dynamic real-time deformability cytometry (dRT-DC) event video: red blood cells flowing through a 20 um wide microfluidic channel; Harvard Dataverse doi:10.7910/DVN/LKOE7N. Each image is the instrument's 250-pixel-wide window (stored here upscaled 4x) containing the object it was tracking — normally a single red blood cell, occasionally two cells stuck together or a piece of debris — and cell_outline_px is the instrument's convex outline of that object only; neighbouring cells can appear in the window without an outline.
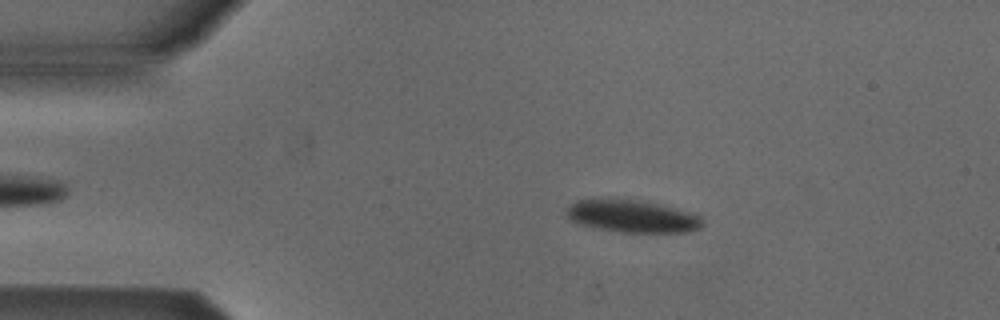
{"species": "Egyptian fruit bat (a non-hibernating species)", "species_latin": "Rousettus aegyptiacus", "temperature_condition": "cold", "stored_images_in_passage": 52, "camera_frame_rate_fps": 3000, "um_per_image_px": 0.085, "animal": {"sex": "male"}, "frame": {"image": 1, "passage_image": 9, "time_ms": 2.667, "image_size_px": [1000, 320], "cell_outline_px": [[700, 228], [684, 232], [620, 232], [580, 224], [572, 220], [564, 212], [564, 208], [576, 200], [632, 200], [660, 204], [696, 216], [700, 220]], "centroid_in_image_um": [53.63, 18.39], "position_along_channel_um": 31.4, "area_um2": 24.68}}
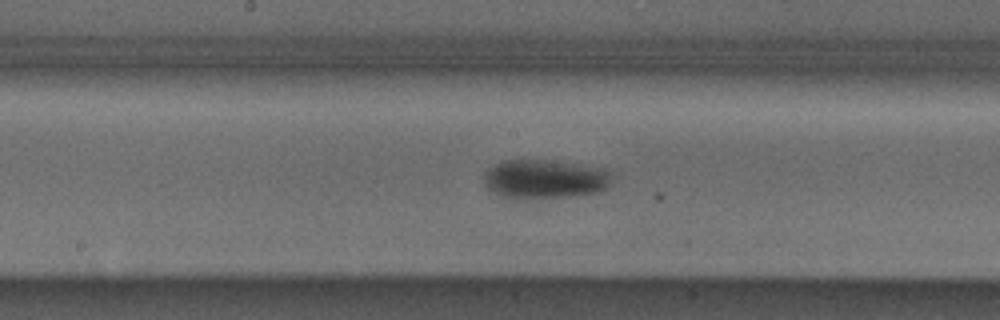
{"frame": {"image": 2, "passage_image": 26, "time_ms": 8.333, "image_size_px": [1000, 320], "cell_outline_px": [[608, 184], [600, 192], [568, 196], [500, 196], [488, 188], [484, 176], [488, 168], [504, 160], [544, 160], [568, 164], [608, 172]], "centroid_in_image_um": [46.2, 15.21], "position_along_channel_um": 202.0, "area_um2": 27.11}}
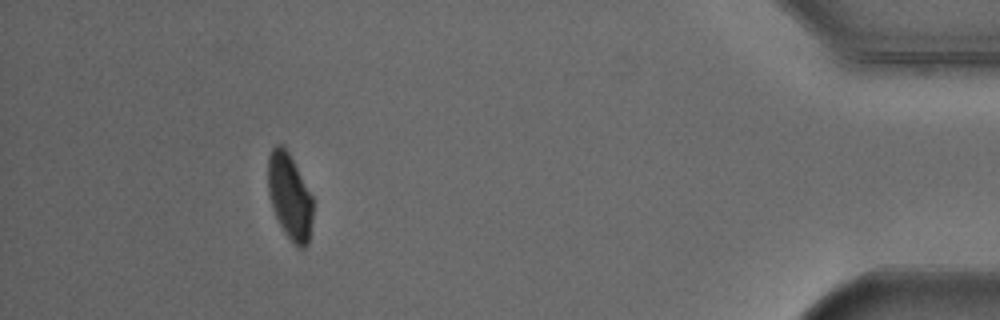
{"frame": {"image": 3, "passage_image": 47, "time_ms": 15.333, "image_size_px": [1000, 320], "cell_outline_px": [[312, 216], [308, 244], [304, 248], [300, 248], [284, 232], [272, 208], [268, 192], [268, 156], [272, 148], [276, 144], [280, 144], [288, 152], [312, 196]], "centroid_in_image_um": [24.6, 16.69], "position_along_channel_um": 410.6, "area_um2": 22.02}, "authors_computed_cell_mechanics": {"area_um2": 26.0967, "velocity_mm_per_s": 3.8583, "shape_relaxation_time_tau1_ms": 5.1536, "shape_relaxation_time_tau2_ms": 3.1787, "deformation_change_tau1": 0.1131, "deformation_change_tau2": 0.0596}}